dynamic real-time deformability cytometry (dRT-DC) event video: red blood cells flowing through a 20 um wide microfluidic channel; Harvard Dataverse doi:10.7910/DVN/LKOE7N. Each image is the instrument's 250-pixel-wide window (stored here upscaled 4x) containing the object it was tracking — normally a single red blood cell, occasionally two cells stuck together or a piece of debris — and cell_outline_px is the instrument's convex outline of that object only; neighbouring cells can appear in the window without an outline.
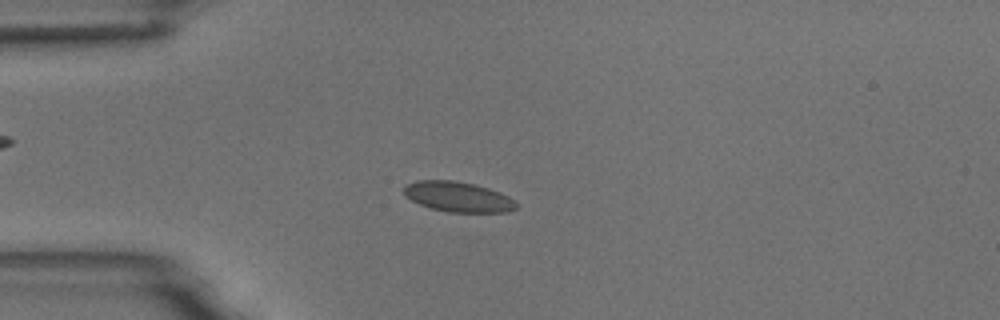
{"species": "common noctule bat (a hibernating species)", "species_latin": "Nyctalus noctula", "temperature_condition": "room temperature", "stored_images_in_passage": 5, "camera_frame_rate_fps": 3000, "um_per_image_px": 0.085, "animal": {"sex": "male", "body_mass_g": 18.8}, "frame": {"image": 1, "passage_image": 3, "time_ms": 3.0, "image_size_px": [1000, 320], "cell_outline_px": [[520, 204], [516, 208], [508, 212], [448, 212], [432, 208], [420, 204], [404, 196], [404, 184], [416, 180], [452, 180], [472, 184], [488, 188], [500, 192], [516, 200]], "centroid_in_image_um": [38.95, 16.73], "position_along_channel_um": 46.1, "area_um2": 19.88}}
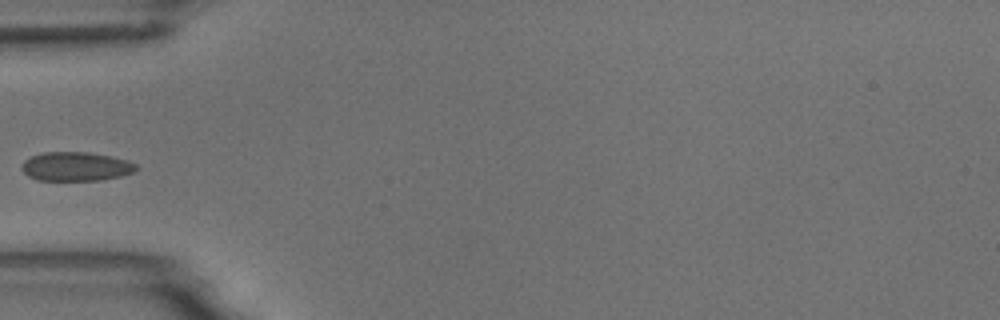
{"frame": {"image": 2, "passage_image": 4, "time_ms": 4.333, "image_size_px": [1000, 320], "cell_outline_px": [[140, 168], [132, 172], [120, 176], [100, 180], [40, 180], [28, 176], [20, 168], [24, 160], [32, 156], [44, 152], [88, 152], [112, 156], [128, 160], [136, 164]], "centroid_in_image_um": [6.47, 14.14], "position_along_channel_um": 78.5, "area_um2": 19.36}}